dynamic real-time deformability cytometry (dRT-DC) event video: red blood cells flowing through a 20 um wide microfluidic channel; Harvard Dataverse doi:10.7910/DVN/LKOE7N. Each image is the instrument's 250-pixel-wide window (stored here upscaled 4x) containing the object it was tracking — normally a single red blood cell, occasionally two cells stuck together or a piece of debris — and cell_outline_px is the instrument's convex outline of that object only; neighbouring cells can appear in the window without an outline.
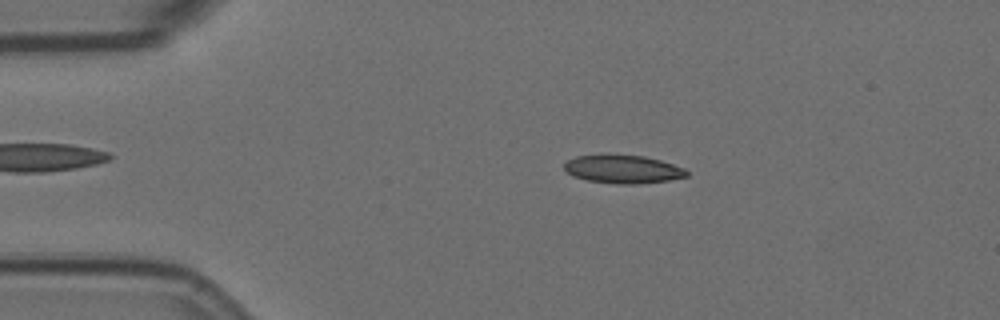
{"species": "Egyptian fruit bat (a non-hibernating species)", "species_latin": "Rousettus aegyptiacus", "temperature_condition": "room temperature", "stored_images_in_passage": 56, "camera_frame_rate_fps": 3000, "um_per_image_px": 0.085, "animal": {"sex": "female"}, "frame": {"image": 1, "passage_image": 10, "time_ms": 3.0, "image_size_px": [1000, 320], "cell_outline_px": [[688, 176], [668, 180], [632, 184], [620, 184], [588, 180], [572, 176], [564, 168], [564, 164], [568, 160], [576, 156], [644, 156], [660, 160], [684, 168], [688, 172]], "centroid_in_image_um": [52.96, 14.4], "position_along_channel_um": 32.0, "area_um2": 19.54}}
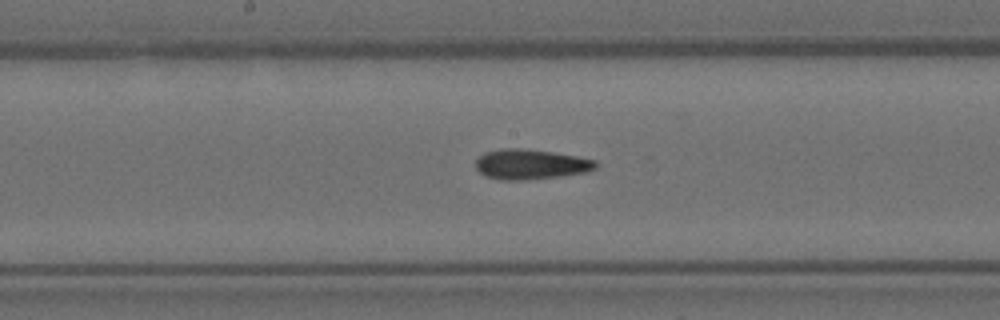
{"frame": {"image": 2, "passage_image": 28, "time_ms": 9.0, "image_size_px": [1000, 320], "cell_outline_px": [[600, 164], [596, 168], [588, 172], [560, 176], [528, 180], [500, 180], [488, 176], [480, 172], [476, 168], [476, 160], [484, 152], [500, 148], [520, 148], [552, 152], [576, 156], [596, 160]], "centroid_in_image_um": [45.13, 13.96], "position_along_channel_um": 203.1, "area_um2": 21.15}}
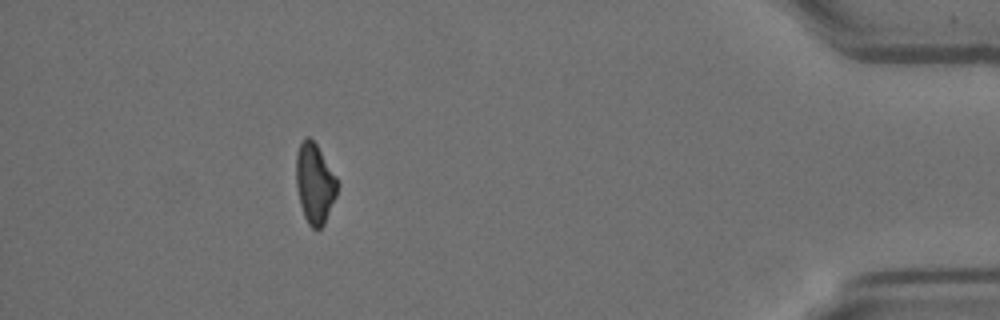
{"frame": {"image": 3, "passage_image": 50, "time_ms": 16.333, "image_size_px": [1000, 320], "cell_outline_px": [[340, 184], [336, 196], [324, 224], [320, 228], [312, 228], [308, 224], [304, 216], [300, 204], [296, 184], [296, 152], [304, 136], [308, 136], [316, 144], [336, 176]], "centroid_in_image_um": [26.75, 15.58], "position_along_channel_um": 408.4, "area_um2": 19.31}, "authors_computed_cell_mechanics": {"area_um2": 20.2589, "velocity_mm_per_s": 3.5697, "shape_relaxation_time_tau1_ms": 7.9392, "shape_relaxation_time_tau2_ms": 5.3989, "deformation_change_tau1": 0.1812, "deformation_change_tau2": 0.1515}}